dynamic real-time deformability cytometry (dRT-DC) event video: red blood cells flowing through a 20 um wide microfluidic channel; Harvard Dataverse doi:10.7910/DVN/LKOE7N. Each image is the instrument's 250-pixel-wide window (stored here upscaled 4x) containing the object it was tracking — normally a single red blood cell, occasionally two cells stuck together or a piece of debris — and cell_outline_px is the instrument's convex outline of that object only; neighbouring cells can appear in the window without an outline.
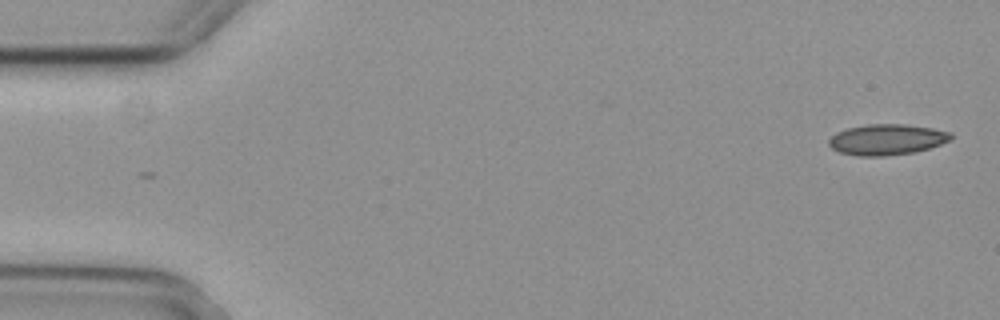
{"species": "common noctule bat (a hibernating species)", "species_latin": "Nyctalus noctula", "temperature_condition": "cold", "stored_images_in_passage": 4, "camera_frame_rate_fps": 3000, "um_per_image_px": 0.085, "animal": {"sex": "female", "body_mass_g": 29.2, "forearm_length_mm": 56.3}, "frame": {"image": 1, "passage_image": 1, "time_ms": 0.0, "image_size_px": [1000, 320], "cell_outline_px": [[952, 140], [928, 148], [912, 152], [884, 156], [856, 156], [840, 152], [832, 148], [828, 144], [828, 140], [836, 132], [848, 128], [868, 124], [904, 124], [932, 128], [952, 132]], "centroid_in_image_um": [75.38, 11.86], "position_along_channel_um": 9.6, "area_um2": 21.85}}